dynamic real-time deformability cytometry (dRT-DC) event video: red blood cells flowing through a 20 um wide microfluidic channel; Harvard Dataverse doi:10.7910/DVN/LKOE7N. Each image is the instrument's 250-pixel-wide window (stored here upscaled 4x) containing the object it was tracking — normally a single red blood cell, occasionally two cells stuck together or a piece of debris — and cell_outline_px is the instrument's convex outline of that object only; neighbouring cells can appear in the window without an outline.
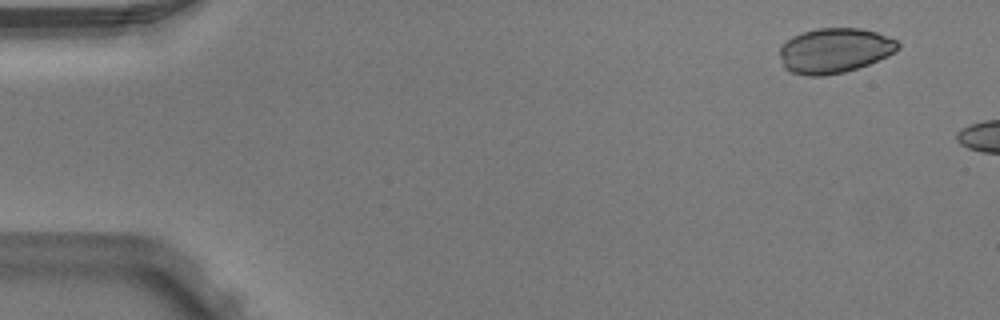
{"species": "Egyptian fruit bat (a non-hibernating species)", "species_latin": "Rousettus aegyptiacus", "temperature_condition": "warm", "stored_images_in_passage": 3, "camera_frame_rate_fps": 3000, "um_per_image_px": 0.085, "animal": {"sex": "male"}, "frame": {"image": 1, "passage_image": 1, "time_ms": 0.0, "image_size_px": [1000, 320], "cell_outline_px": [[900, 48], [896, 52], [888, 56], [868, 64], [844, 72], [824, 76], [808, 76], [792, 72], [784, 68], [780, 56], [780, 48], [792, 36], [816, 28], [860, 28], [876, 32], [896, 40], [900, 44]], "centroid_in_image_um": [70.95, 4.3], "position_along_channel_um": 14.0, "area_um2": 30.92}}